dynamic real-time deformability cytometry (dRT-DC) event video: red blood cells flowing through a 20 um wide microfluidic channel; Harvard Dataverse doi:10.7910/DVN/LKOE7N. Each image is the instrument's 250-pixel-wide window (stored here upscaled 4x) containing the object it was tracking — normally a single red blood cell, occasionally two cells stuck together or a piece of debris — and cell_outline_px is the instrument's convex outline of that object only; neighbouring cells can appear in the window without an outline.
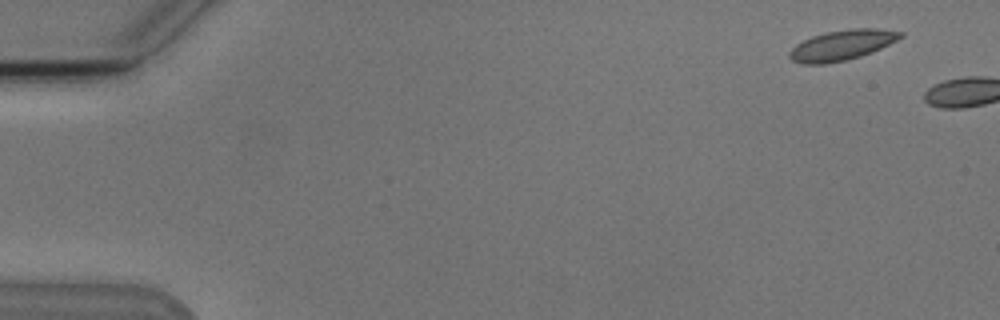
{"species": "Egyptian fruit bat (a non-hibernating species)", "species_latin": "Rousettus aegyptiacus", "temperature_condition": "cold", "stored_images_in_passage": 3, "segment_of_instrument_passage": [2, 2], "camera_frame_rate_fps": 3000, "um_per_image_px": 0.085, "animal": {"sex": "male"}, "frame": {"image": 1, "passage_image": 3, "time_ms": 2.333, "image_size_px": [1000, 320], "cell_outline_px": [[904, 36], [872, 52], [848, 60], [824, 64], [800, 64], [792, 60], [788, 56], [788, 52], [796, 44], [812, 36], [828, 32], [852, 28], [876, 28], [904, 32]], "centroid_in_image_um": [71.55, 3.84], "position_along_channel_um": 13.5, "area_um2": 19.54}}